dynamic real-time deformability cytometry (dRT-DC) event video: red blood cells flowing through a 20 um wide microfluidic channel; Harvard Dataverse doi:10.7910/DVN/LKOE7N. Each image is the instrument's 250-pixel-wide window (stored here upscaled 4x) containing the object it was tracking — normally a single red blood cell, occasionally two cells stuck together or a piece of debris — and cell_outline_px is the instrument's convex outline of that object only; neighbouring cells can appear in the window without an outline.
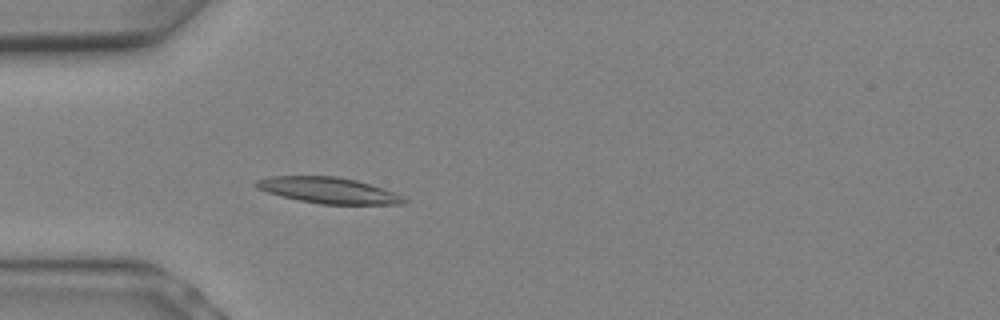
{"species": "Egyptian fruit bat (a non-hibernating species)", "species_latin": "Rousettus aegyptiacus", "temperature_condition": "warm", "stored_images_in_passage": 6, "camera_frame_rate_fps": 3000, "um_per_image_px": 0.085, "animal": {"sex": "female"}, "frame": {"image": 1, "passage_image": 6, "time_ms": 1.667, "image_size_px": [1000, 320], "cell_outline_px": [[408, 200], [404, 204], [320, 204], [300, 200], [268, 192], [252, 184], [256, 180], [268, 176], [336, 176], [356, 180], [396, 192], [404, 196]], "centroid_in_image_um": [27.96, 16.17], "position_along_channel_um": 57.0, "area_um2": 22.31}}